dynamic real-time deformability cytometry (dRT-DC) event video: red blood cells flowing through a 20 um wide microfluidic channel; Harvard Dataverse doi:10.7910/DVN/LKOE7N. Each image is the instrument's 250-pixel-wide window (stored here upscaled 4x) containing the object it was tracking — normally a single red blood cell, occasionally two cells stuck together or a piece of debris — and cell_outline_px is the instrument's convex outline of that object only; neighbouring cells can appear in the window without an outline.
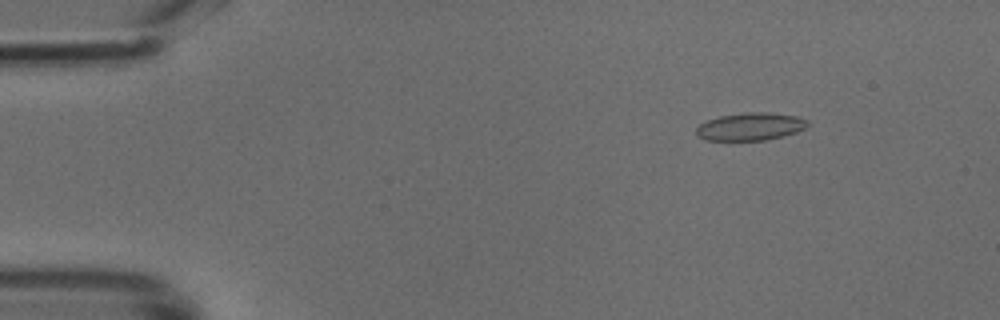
{"species": "common noctule bat (a hibernating species)", "species_latin": "Nyctalus noctula", "temperature_condition": "cold", "stored_images_in_passage": 49, "camera_frame_rate_fps": 3000, "um_per_image_px": 0.085, "animal": {"sex": "male", "body_mass_g": 18.8}, "frame": {"image": 1, "passage_image": 7, "time_ms": 2.0, "image_size_px": [1000, 320], "cell_outline_px": [[808, 124], [804, 128], [796, 132], [764, 140], [704, 140], [696, 132], [696, 128], [700, 124], [708, 120], [720, 116], [748, 112], [764, 112], [796, 116], [808, 120]], "centroid_in_image_um": [63.77, 10.75], "position_along_channel_um": 21.2, "area_um2": 17.63}}
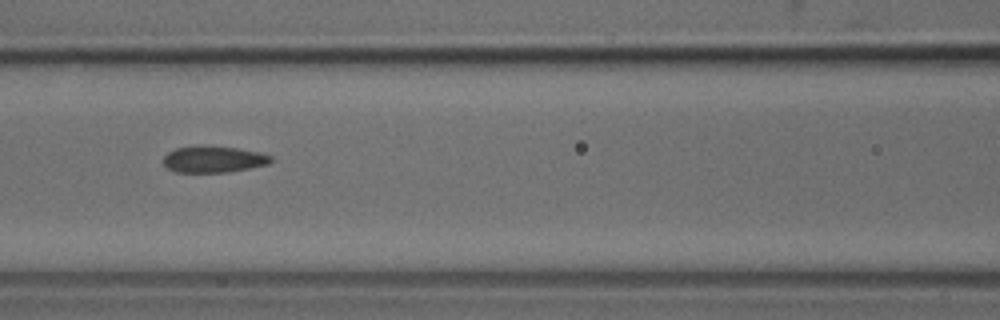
{"frame": {"image": 2, "passage_image": 22, "time_ms": 7.0, "image_size_px": [1000, 320], "cell_outline_px": [[272, 160], [268, 164], [228, 172], [176, 172], [168, 168], [164, 164], [164, 156], [168, 152], [176, 148], [204, 144], [236, 148], [260, 152], [272, 156]], "centroid_in_image_um": [18.14, 13.52], "position_along_channel_um": 148.5, "area_um2": 16.7}}
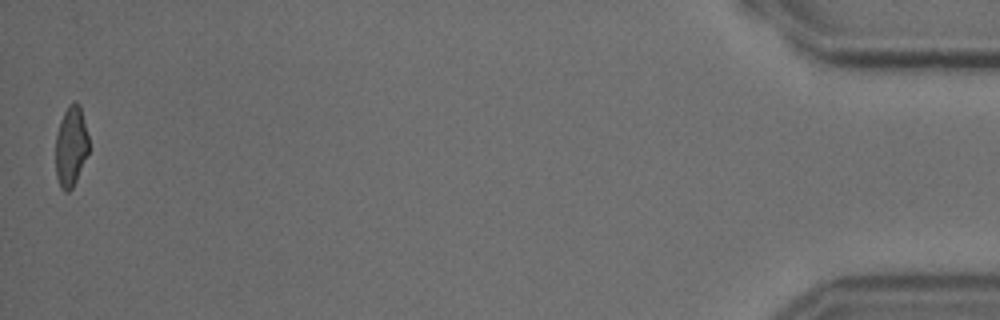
{"frame": {"image": 3, "passage_image": 49, "time_ms": 16.0, "image_size_px": [1000, 320], "cell_outline_px": [[88, 152], [76, 180], [72, 188], [68, 192], [64, 192], [60, 188], [56, 176], [56, 136], [60, 120], [68, 104], [72, 100], [76, 100], [80, 104], [88, 136]], "centroid_in_image_um": [6.02, 12.4], "position_along_channel_um": 429.2, "area_um2": 15.61}}